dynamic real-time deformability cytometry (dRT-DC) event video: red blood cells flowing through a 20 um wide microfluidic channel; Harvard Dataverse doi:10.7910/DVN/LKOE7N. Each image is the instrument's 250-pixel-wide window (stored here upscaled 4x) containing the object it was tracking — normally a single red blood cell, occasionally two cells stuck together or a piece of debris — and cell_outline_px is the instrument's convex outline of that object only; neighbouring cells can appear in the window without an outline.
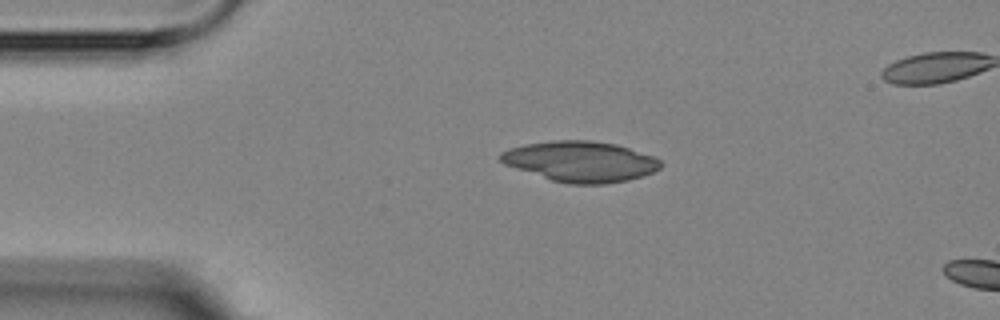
{"species": "Egyptian fruit bat (a non-hibernating species)", "species_latin": "Rousettus aegyptiacus", "temperature_condition": "room temperature", "stored_images_in_passage": 3, "camera_frame_rate_fps": 3000, "um_per_image_px": 0.085, "animal": {"sex": "female"}, "frame": {"image": 1, "passage_image": 1, "time_ms": 0.0, "image_size_px": [1000, 320], "cell_outline_px": [[664, 164], [660, 168], [652, 172], [628, 180], [604, 184], [568, 184], [552, 180], [504, 164], [500, 160], [500, 152], [524, 144], [552, 140], [588, 140], [616, 144], [652, 156], [660, 160]], "centroid_in_image_um": [49.34, 13.72], "position_along_channel_um": 35.7, "area_um2": 37.57}}